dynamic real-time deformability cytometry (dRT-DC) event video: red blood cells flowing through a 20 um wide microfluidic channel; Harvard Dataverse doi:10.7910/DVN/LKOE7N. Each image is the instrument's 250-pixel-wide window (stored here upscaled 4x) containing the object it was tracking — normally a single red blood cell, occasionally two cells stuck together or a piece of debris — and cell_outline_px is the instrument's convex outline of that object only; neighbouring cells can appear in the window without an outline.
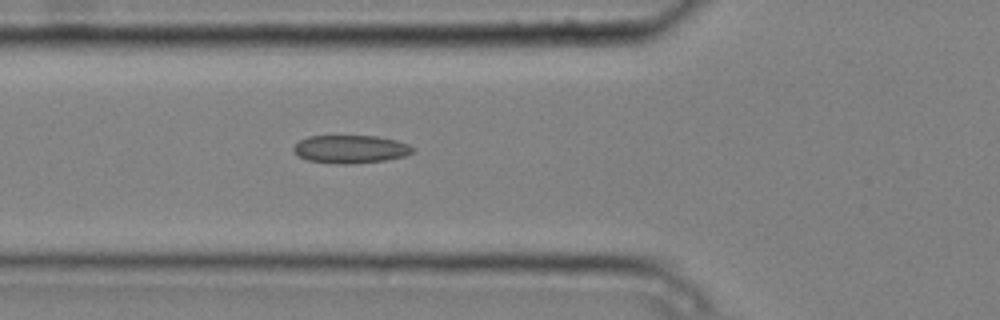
{"species": "common noctule bat (a hibernating species)", "species_latin": "Nyctalus noctula", "temperature_condition": "cold", "stored_images_in_passage": 5, "camera_frame_rate_fps": 3000, "um_per_image_px": 0.085, "animal": {"sex": "male", "body_mass_g": 20.4}, "frame": {"image": 1, "passage_image": 5, "time_ms": 1.333, "image_size_px": [1000, 320], "cell_outline_px": [[416, 148], [412, 152], [404, 156], [384, 160], [348, 164], [340, 164], [308, 160], [300, 156], [292, 148], [300, 140], [308, 136], [376, 136], [396, 140], [408, 144]], "centroid_in_image_um": [29.81, 12.67], "position_along_channel_um": 96.0, "area_um2": 19.25}}